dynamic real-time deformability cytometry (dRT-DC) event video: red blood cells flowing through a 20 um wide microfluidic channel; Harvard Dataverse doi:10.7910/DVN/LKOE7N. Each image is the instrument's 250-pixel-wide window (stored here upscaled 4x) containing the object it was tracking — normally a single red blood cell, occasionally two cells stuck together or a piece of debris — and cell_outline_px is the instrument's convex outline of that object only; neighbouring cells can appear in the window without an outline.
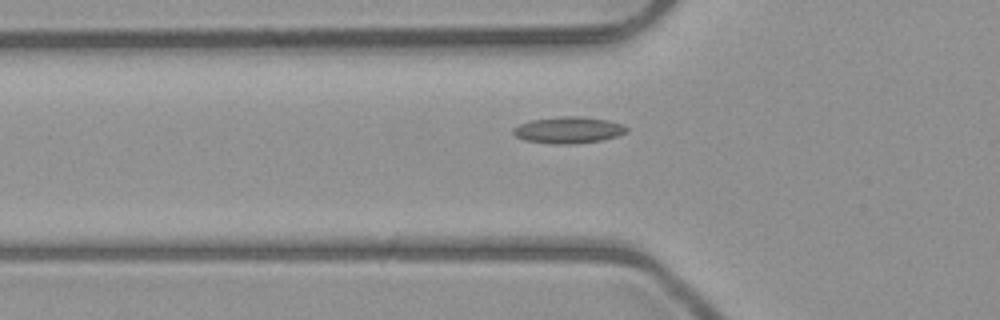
{"species": "common noctule bat (a hibernating species)", "species_latin": "Nyctalus noctula", "temperature_condition": "room temperature", "stored_images_in_passage": 6, "camera_frame_rate_fps": 3000, "um_per_image_px": 0.085, "animal": {"sex": "male", "body_mass_g": 23.1, "forearm_length_mm": 52.7}, "frame": {"image": 1, "passage_image": 5, "time_ms": 5.333, "image_size_px": [1000, 320], "cell_outline_px": [[628, 132], [616, 136], [600, 140], [572, 144], [556, 144], [524, 140], [516, 136], [512, 132], [512, 128], [520, 124], [532, 120], [560, 116], [584, 116], [608, 120], [624, 124], [628, 128]], "centroid_in_image_um": [48.34, 11.04], "position_along_channel_um": 77.5, "area_um2": 17.57}}
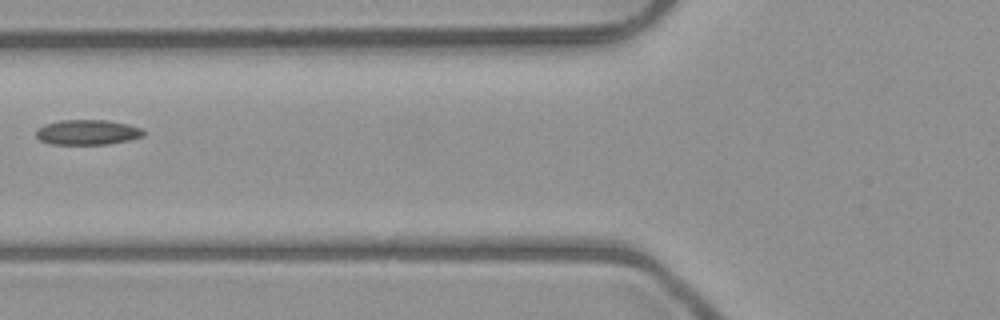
{"frame": {"image": 2, "passage_image": 6, "time_ms": 6.333, "image_size_px": [1000, 320], "cell_outline_px": [[144, 136], [128, 140], [108, 144], [48, 144], [40, 140], [36, 136], [36, 128], [44, 124], [60, 120], [108, 120], [128, 124], [140, 128], [144, 132]], "centroid_in_image_um": [7.39, 11.24], "position_along_channel_um": 118.4, "area_um2": 15.78}}